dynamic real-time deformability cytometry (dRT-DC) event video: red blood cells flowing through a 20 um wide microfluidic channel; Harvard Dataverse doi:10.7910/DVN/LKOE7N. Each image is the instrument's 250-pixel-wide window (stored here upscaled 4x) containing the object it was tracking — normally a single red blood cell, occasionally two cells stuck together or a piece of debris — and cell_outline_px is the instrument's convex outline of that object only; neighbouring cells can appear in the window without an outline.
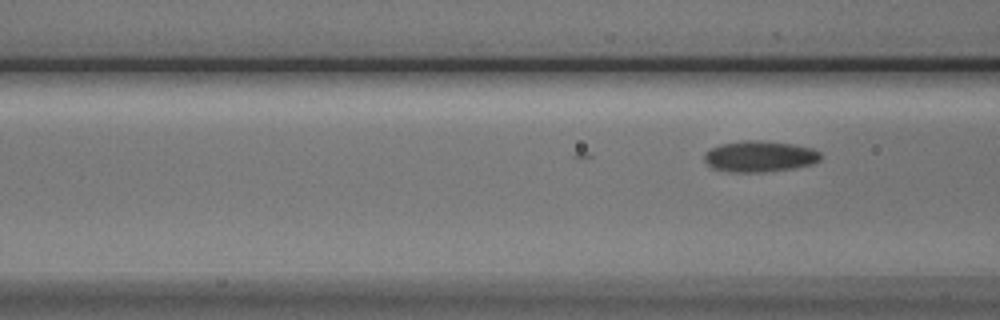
{"species": "Egyptian fruit bat (a non-hibernating species)", "species_latin": "Rousettus aegyptiacus", "temperature_condition": "cold", "stored_images_in_passage": 4, "camera_frame_rate_fps": 3000, "um_per_image_px": 0.085, "animal": {"sex": "male"}, "frame": {"image": 1, "passage_image": 4, "time_ms": 1.0, "image_size_px": [1000, 320], "cell_outline_px": [[820, 160], [812, 164], [792, 168], [764, 172], [732, 172], [712, 168], [704, 160], [704, 152], [720, 144], [744, 140], [760, 140], [792, 144], [812, 148], [820, 152]], "centroid_in_image_um": [64.55, 13.29], "position_along_channel_um": 102.0, "area_um2": 21.04}}